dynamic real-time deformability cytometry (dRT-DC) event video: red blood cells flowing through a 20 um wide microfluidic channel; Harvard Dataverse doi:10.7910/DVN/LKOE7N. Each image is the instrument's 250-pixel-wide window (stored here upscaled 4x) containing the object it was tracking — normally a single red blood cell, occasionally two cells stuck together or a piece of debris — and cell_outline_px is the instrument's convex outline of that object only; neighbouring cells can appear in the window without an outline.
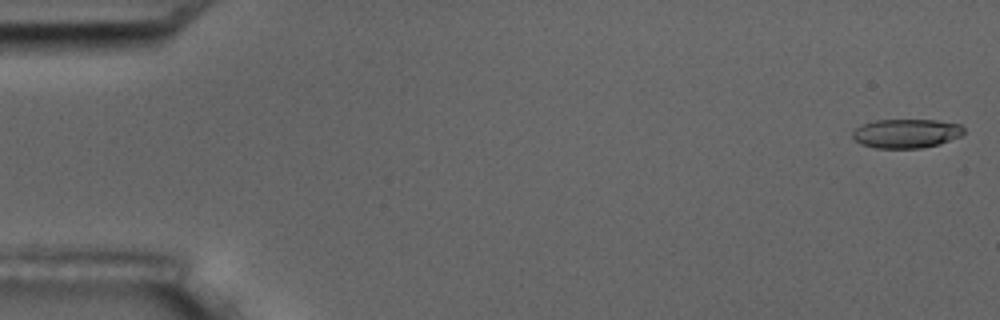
{"species": "common noctule bat (a hibernating species)", "species_latin": "Nyctalus noctula", "temperature_condition": "room temperature", "stored_images_in_passage": 6, "camera_frame_rate_fps": 3000, "um_per_image_px": 0.085, "animal": {"sex": "male", "body_mass_g": 17.5, "forearm_length_mm": 52.3}, "frame": {"image": 1, "passage_image": 1, "time_ms": 0.0, "image_size_px": [1000, 320], "cell_outline_px": [[964, 132], [960, 136], [940, 144], [920, 148], [876, 148], [860, 144], [852, 140], [852, 132], [860, 124], [876, 120], [936, 120], [960, 124], [964, 128]], "centroid_in_image_um": [76.99, 11.34], "position_along_channel_um": 8.0, "area_um2": 19.02}}
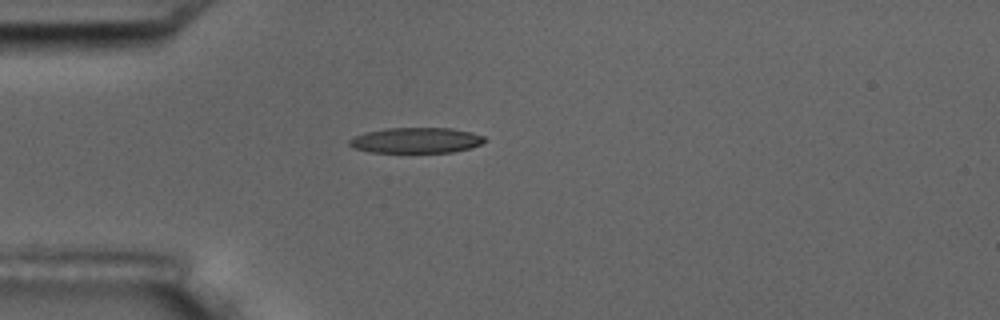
{"frame": {"image": 2, "passage_image": 5, "time_ms": 4.667, "image_size_px": [1000, 320], "cell_outline_px": [[488, 140], [480, 144], [468, 148], [452, 152], [368, 152], [352, 148], [348, 144], [348, 140], [364, 132], [384, 128], [452, 128], [472, 132], [484, 136]], "centroid_in_image_um": [35.34, 11.92], "position_along_channel_um": 49.7, "area_um2": 20.23}}